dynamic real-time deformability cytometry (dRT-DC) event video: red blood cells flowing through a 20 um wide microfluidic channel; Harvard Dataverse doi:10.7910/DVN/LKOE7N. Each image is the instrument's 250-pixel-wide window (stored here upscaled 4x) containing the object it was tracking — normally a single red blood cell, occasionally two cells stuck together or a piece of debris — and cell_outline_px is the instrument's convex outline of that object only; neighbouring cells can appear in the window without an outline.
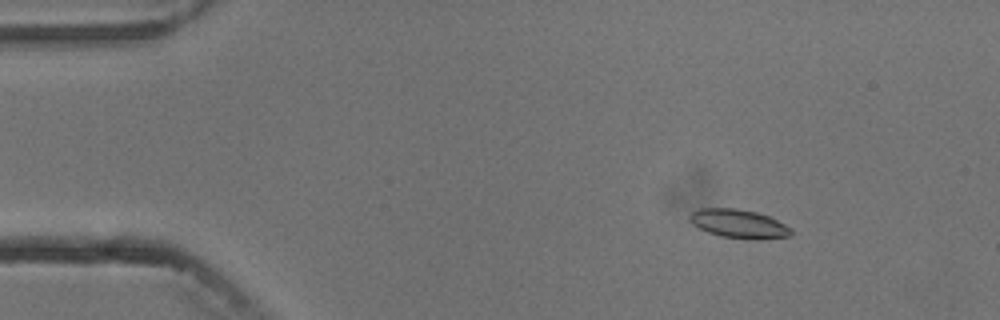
{"species": "common noctule bat (a hibernating species)", "species_latin": "Nyctalus noctula", "temperature_condition": "cold", "stored_images_in_passage": 10, "camera_frame_rate_fps": 3000, "um_per_image_px": 0.085, "animal": {"sex": "male", "body_mass_g": 13.3}, "frame": {"image": 1, "passage_image": 3, "time_ms": 2.333, "image_size_px": [1000, 320], "cell_outline_px": [[792, 236], [756, 240], [752, 240], [720, 236], [708, 232], [692, 224], [688, 220], [688, 216], [692, 212], [700, 208], [736, 208], [756, 212], [768, 216], [792, 228]], "centroid_in_image_um": [62.79, 19.03], "position_along_channel_um": 22.2, "area_um2": 17.11}}
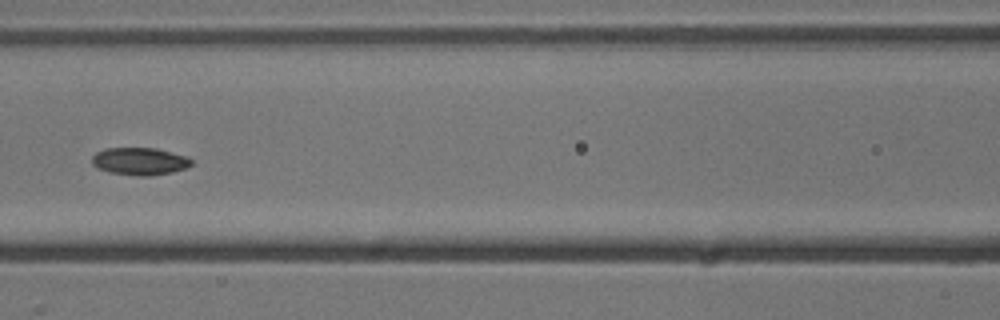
{"frame": {"image": 2, "passage_image": 7, "time_ms": 8.0, "image_size_px": [1000, 320], "cell_outline_px": [[192, 164], [184, 168], [172, 172], [152, 176], [136, 176], [108, 172], [96, 168], [92, 164], [92, 156], [96, 152], [104, 148], [156, 148], [188, 156], [192, 160]], "centroid_in_image_um": [11.86, 13.71], "position_along_channel_um": 154.7, "area_um2": 16.13}}
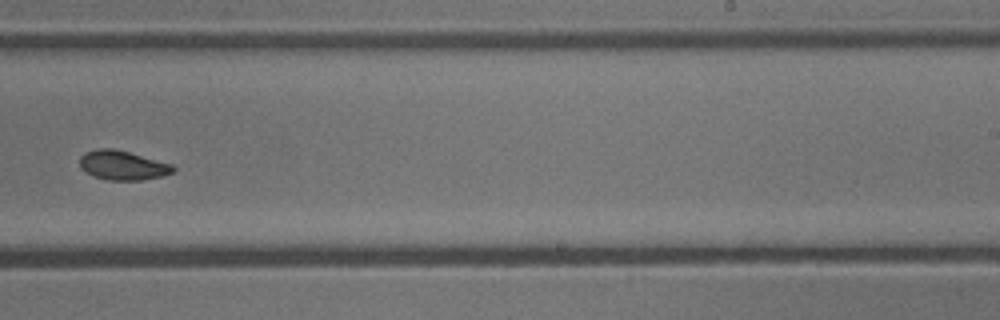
{"frame": {"image": 3, "passage_image": 10, "time_ms": 11.333, "image_size_px": [1000, 320], "cell_outline_px": [[176, 168], [172, 172], [164, 176], [140, 180], [108, 180], [92, 176], [80, 168], [80, 156], [84, 152], [100, 148], [112, 148], [128, 152], [172, 164]], "centroid_in_image_um": [10.4, 14.05], "position_along_channel_um": 278.6, "area_um2": 15.95}}